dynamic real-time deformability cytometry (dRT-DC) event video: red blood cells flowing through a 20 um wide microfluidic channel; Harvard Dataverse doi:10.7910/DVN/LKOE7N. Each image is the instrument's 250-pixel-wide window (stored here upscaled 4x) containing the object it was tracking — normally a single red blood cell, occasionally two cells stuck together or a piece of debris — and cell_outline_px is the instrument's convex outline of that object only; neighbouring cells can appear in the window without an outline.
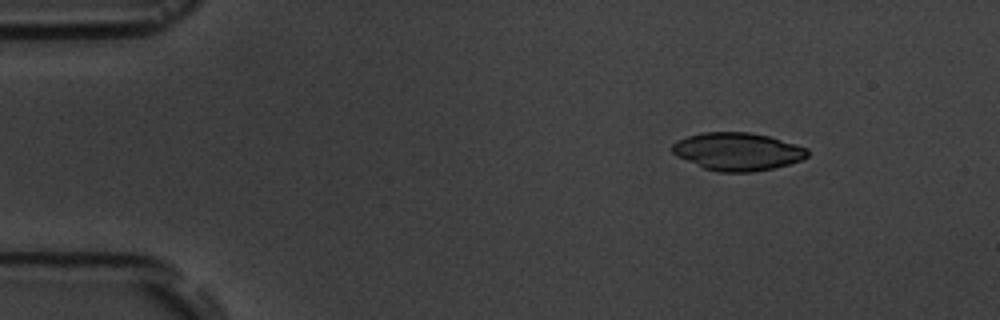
{"species": "common noctule bat (a hibernating species)", "species_latin": "Nyctalus noctula", "temperature_condition": "room temperature", "stored_images_in_passage": 6, "camera_frame_rate_fps": 3000, "um_per_image_px": 0.085, "animal": {"sex": "male", "body_mass_g": 19.5, "forearm_length_mm": 54.6}, "frame": {"image": 1, "passage_image": 1, "time_ms": 0.0, "image_size_px": [1000, 320], "cell_outline_px": [[808, 156], [800, 160], [788, 164], [772, 168], [752, 172], [720, 172], [704, 168], [676, 156], [672, 152], [672, 144], [676, 140], [688, 136], [704, 132], [748, 132], [768, 136], [796, 144], [808, 148]], "centroid_in_image_um": [62.67, 12.87], "position_along_channel_um": 22.3, "area_um2": 29.71}}